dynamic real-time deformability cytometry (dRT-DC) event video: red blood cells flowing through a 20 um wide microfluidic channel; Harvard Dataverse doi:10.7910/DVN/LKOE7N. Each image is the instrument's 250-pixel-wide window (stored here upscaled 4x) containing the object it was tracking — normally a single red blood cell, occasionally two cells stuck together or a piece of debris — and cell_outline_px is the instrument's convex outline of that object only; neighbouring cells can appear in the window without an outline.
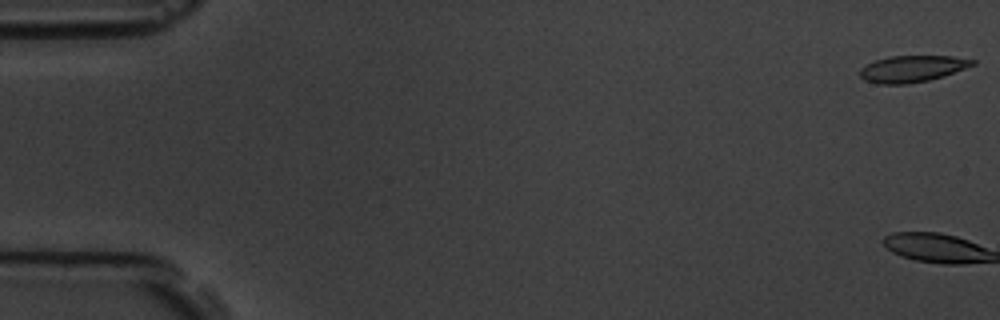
{"species": "common noctule bat (a hibernating species)", "species_latin": "Nyctalus noctula", "temperature_condition": "room temperature", "stored_images_in_passage": 9, "camera_frame_rate_fps": 3000, "um_per_image_px": 0.085, "animal": {"sex": "male", "body_mass_g": 19.5, "forearm_length_mm": 54.6}, "frame": {"image": 1, "passage_image": 1, "time_ms": 0.0, "image_size_px": [1000, 320], "cell_outline_px": [[976, 64], [944, 76], [928, 80], [908, 84], [876, 84], [864, 80], [860, 76], [860, 68], [876, 60], [888, 56], [952, 56], [976, 60]], "centroid_in_image_um": [77.53, 5.85], "position_along_channel_um": 7.5, "area_um2": 17.46}}
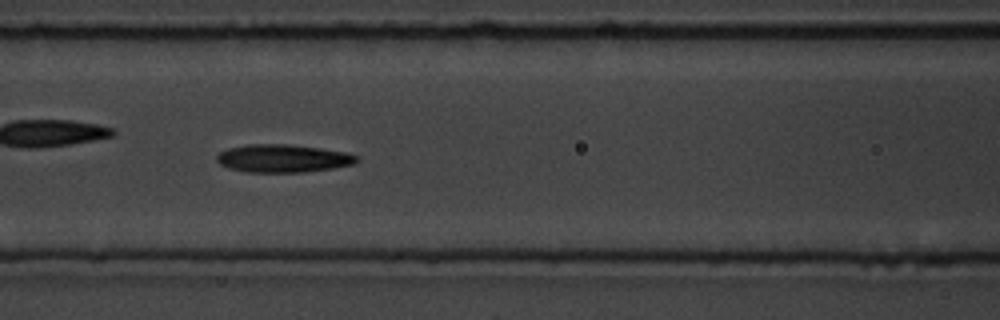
{"frame": {"image": 2, "passage_image": 8, "time_ms": 8.0, "image_size_px": [1000, 320], "cell_outline_px": [[360, 160], [356, 164], [332, 168], [304, 172], [244, 172], [228, 168], [220, 164], [216, 160], [216, 156], [220, 152], [228, 148], [248, 144], [288, 144], [320, 148], [348, 152], [360, 156]], "centroid_in_image_um": [24.09, 13.46], "position_along_channel_um": 142.5, "area_um2": 23.06}}
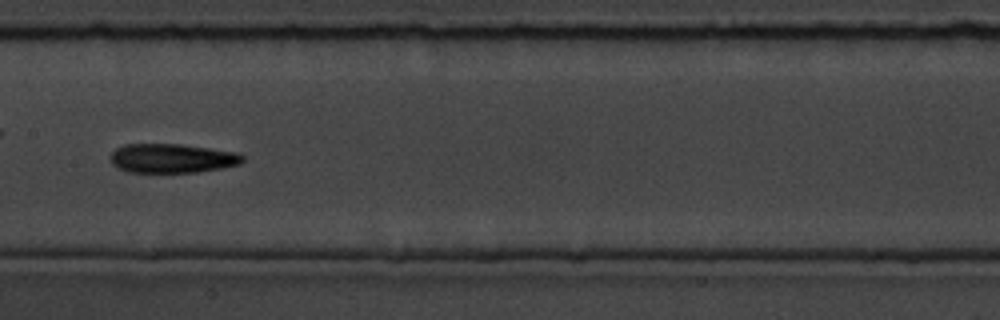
{"frame": {"image": 3, "passage_image": 9, "time_ms": 9.333, "image_size_px": [1000, 320], "cell_outline_px": [[244, 160], [240, 164], [224, 168], [196, 172], [128, 172], [116, 168], [112, 164], [108, 156], [116, 148], [124, 144], [180, 144], [240, 152], [244, 156]], "centroid_in_image_um": [14.63, 13.45], "position_along_channel_um": 192.8, "area_um2": 22.83}}